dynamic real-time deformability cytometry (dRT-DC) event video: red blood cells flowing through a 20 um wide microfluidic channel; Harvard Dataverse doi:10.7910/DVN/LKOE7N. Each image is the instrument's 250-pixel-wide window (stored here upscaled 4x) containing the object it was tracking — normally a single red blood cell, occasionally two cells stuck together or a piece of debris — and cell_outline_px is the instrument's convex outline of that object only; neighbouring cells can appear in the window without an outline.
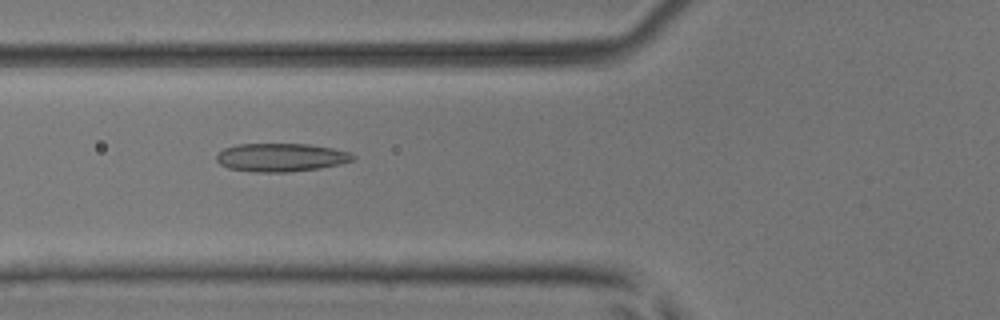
{"species": "common noctule bat (a hibernating species)", "species_latin": "Nyctalus noctula", "temperature_condition": "room temperature", "stored_images_in_passage": 8, "camera_frame_rate_fps": 3000, "um_per_image_px": 0.085, "animal": {"sex": "male", "body_mass_g": 17.9, "forearm_length_mm": 54.2}, "frame": {"image": 1, "passage_image": 6, "time_ms": 1.667, "image_size_px": [1000, 320], "cell_outline_px": [[356, 156], [352, 160], [340, 164], [320, 168], [288, 172], [252, 172], [228, 168], [220, 164], [216, 160], [216, 156], [224, 148], [240, 144], [308, 144], [332, 148], [348, 152]], "centroid_in_image_um": [23.87, 13.38], "position_along_channel_um": 101.9, "area_um2": 22.43}}
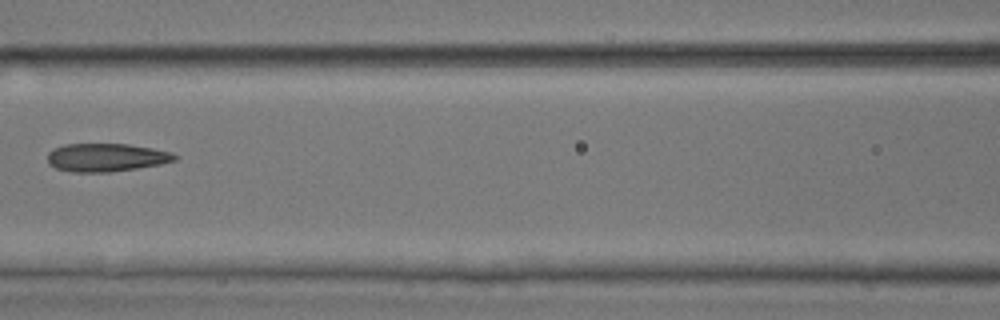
{"frame": {"image": 2, "passage_image": 7, "time_ms": 2.0, "image_size_px": [1000, 320], "cell_outline_px": [[176, 160], [160, 164], [136, 168], [108, 172], [72, 172], [56, 168], [48, 164], [48, 152], [52, 148], [64, 144], [128, 144], [152, 148], [172, 152], [176, 156]], "centroid_in_image_um": [8.99, 13.38], "position_along_channel_um": 157.6, "area_um2": 20.87}}
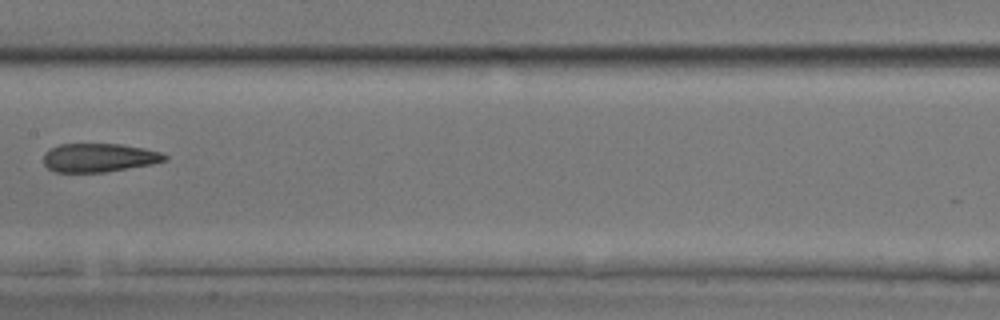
{"frame": {"image": 3, "passage_image": 8, "time_ms": 2.333, "image_size_px": [1000, 320], "cell_outline_px": [[168, 160], [152, 164], [104, 172], [52, 172], [44, 164], [44, 152], [60, 144], [120, 144], [144, 148], [160, 152], [168, 156]], "centroid_in_image_um": [8.42, 13.4], "position_along_channel_um": 199.0, "area_um2": 20.23}}